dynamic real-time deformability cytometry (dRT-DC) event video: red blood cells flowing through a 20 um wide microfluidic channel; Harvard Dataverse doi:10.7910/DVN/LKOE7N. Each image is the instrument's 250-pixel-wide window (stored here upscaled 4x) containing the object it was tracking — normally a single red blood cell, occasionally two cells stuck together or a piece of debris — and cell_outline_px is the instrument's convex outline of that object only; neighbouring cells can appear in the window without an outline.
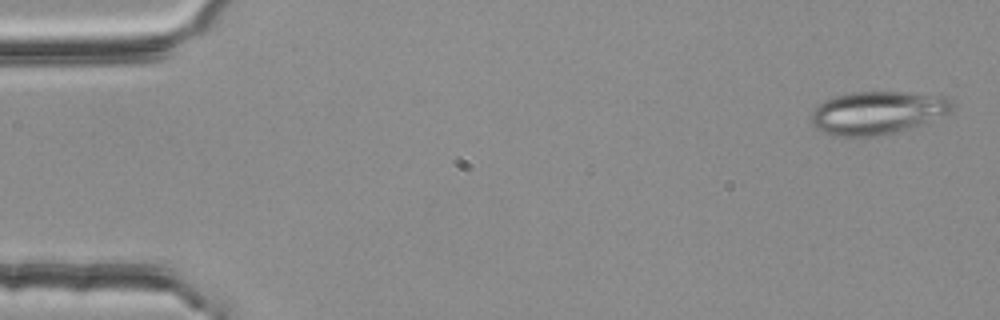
{"species": "common noctule bat (a hibernating species)", "species_latin": "Nyctalus noctula", "temperature_condition": "room temperature", "stored_images_in_passage": 3, "camera_frame_rate_fps": 3000, "um_per_image_px": 0.085, "animal": {"sex": "female", "body_mass_g": 25.1}, "frame": {"image": 1, "passage_image": 1, "time_ms": 0.0, "image_size_px": [1000, 320], "cell_outline_px": [[956, 108], [928, 124], [912, 128], [876, 136], [832, 136], [816, 128], [812, 120], [812, 112], [816, 104], [832, 96], [848, 92], [908, 92], [952, 96]], "centroid_in_image_um": [74.67, 9.56], "position_along_channel_um": 10.3, "area_um2": 36.18}}